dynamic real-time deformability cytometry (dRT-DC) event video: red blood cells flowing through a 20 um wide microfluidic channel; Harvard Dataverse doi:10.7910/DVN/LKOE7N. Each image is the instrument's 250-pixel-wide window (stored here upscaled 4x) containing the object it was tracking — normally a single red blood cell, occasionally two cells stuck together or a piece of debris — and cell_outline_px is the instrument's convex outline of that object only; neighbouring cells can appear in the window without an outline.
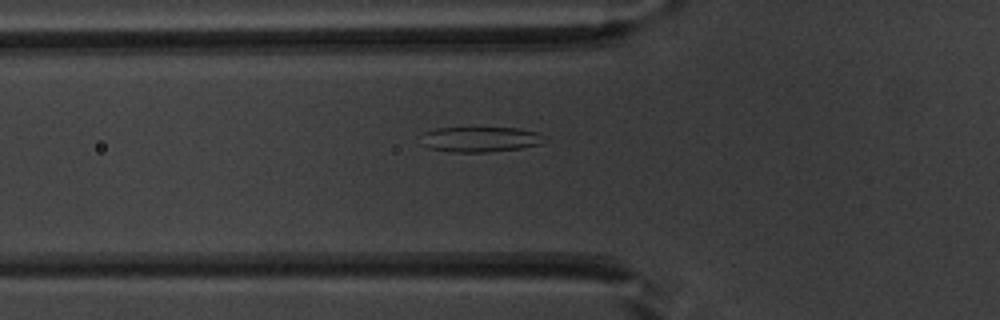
{"species": "common noctule bat (a hibernating species)", "species_latin": "Nyctalus noctula", "temperature_condition": "warm", "stored_images_in_passage": 14, "camera_frame_rate_fps": 3000, "um_per_image_px": 0.085, "animal": {"sex": "male", "body_mass_g": 20.1, "forearm_length_mm": 53.5}, "frame": {"image": 1, "passage_image": 10, "time_ms": 3.0, "image_size_px": [1000, 320], "cell_outline_px": [[540, 144], [520, 148], [488, 152], [452, 152], [428, 148], [424, 144], [424, 132], [436, 128], [520, 128], [536, 132]], "centroid_in_image_um": [40.74, 11.84], "position_along_channel_um": 85.1, "area_um2": 17.57}}